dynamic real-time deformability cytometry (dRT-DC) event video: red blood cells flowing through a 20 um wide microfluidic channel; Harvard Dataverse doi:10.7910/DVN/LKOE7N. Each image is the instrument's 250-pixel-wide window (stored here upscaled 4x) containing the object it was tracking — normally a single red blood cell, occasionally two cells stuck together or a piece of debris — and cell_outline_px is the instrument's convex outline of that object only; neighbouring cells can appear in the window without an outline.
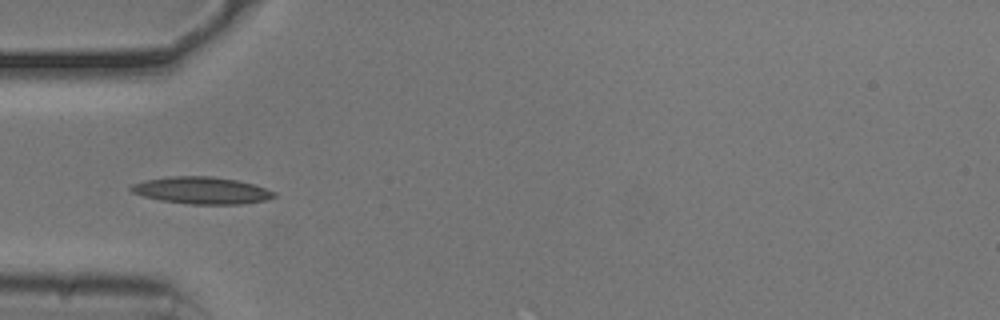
{"species": "common noctule bat (a hibernating species)", "species_latin": "Nyctalus noctula", "temperature_condition": "cold", "stored_images_in_passage": 12, "camera_frame_rate_fps": 3000, "um_per_image_px": 0.085, "animal": {"sex": "male", "body_mass_g": 20.5, "forearm_length_mm": 52.5}, "frame": {"image": 1, "passage_image": 3, "time_ms": 0.667, "image_size_px": [1000, 320], "cell_outline_px": [[276, 196], [264, 200], [244, 204], [188, 204], [160, 200], [144, 196], [132, 192], [128, 188], [132, 184], [144, 180], [168, 176], [212, 176], [236, 180], [252, 184], [276, 192]], "centroid_in_image_um": [17.11, 16.18], "position_along_channel_um": 67.9, "area_um2": 22.48}}